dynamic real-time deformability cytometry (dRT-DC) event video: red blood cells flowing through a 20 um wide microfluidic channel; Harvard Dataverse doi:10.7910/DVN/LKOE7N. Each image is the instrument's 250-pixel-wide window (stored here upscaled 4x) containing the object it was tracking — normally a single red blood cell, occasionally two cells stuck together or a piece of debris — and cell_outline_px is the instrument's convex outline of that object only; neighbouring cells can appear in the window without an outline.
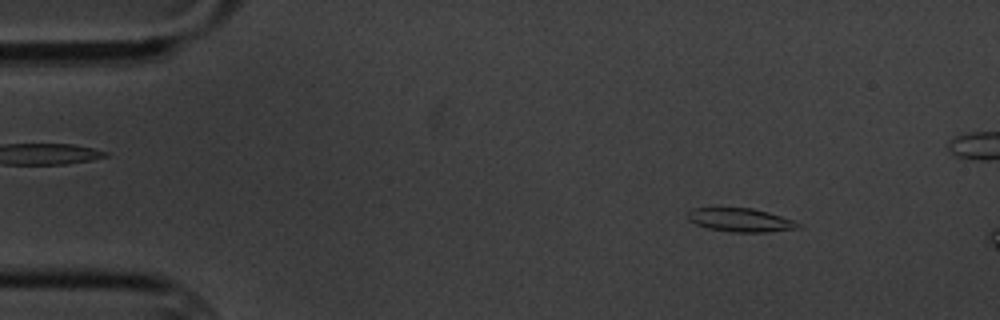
{"species": "common noctule bat (a hibernating species)", "species_latin": "Nyctalus noctula", "temperature_condition": "cold", "stored_images_in_passage": 3, "camera_frame_rate_fps": 3000, "um_per_image_px": 0.085, "animal": {"sex": "male", "body_mass_g": 20.1, "forearm_length_mm": 53.5}, "frame": {"image": 1, "passage_image": 2, "time_ms": 1.0, "image_size_px": [1000, 320], "cell_outline_px": [[800, 228], [768, 232], [732, 232], [708, 228], [696, 224], [688, 220], [688, 212], [692, 208], [752, 208], [768, 212], [792, 220], [800, 224]], "centroid_in_image_um": [62.93, 18.7], "position_along_channel_um": 22.1, "area_um2": 15.03}}